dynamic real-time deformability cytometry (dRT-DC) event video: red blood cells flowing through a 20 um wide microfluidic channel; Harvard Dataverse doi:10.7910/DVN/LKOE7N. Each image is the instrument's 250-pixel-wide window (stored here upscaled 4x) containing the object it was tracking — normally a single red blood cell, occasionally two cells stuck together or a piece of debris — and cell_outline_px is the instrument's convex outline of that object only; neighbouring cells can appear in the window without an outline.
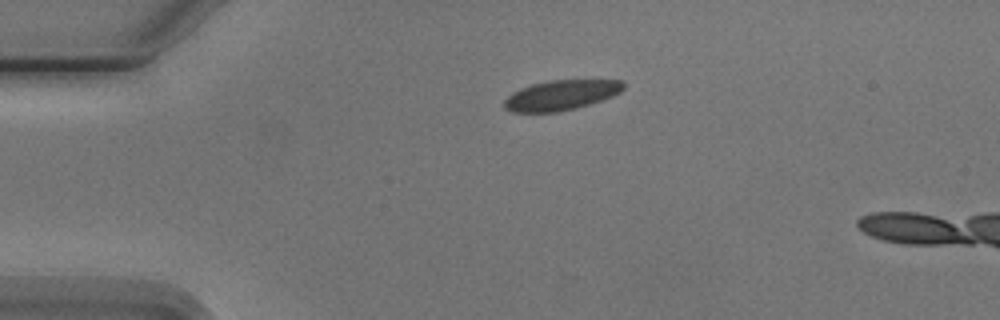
{"species": "Egyptian fruit bat (a non-hibernating species)", "species_latin": "Rousettus aegyptiacus", "temperature_condition": "cold", "stored_images_in_passage": 3, "camera_frame_rate_fps": 3000, "um_per_image_px": 0.085, "animal": {"sex": "male"}, "frame": {"image": 1, "passage_image": 1, "time_ms": 0.0, "image_size_px": [1000, 320], "cell_outline_px": [[624, 88], [620, 92], [612, 96], [576, 108], [556, 112], [512, 112], [504, 108], [504, 100], [512, 92], [520, 88], [532, 84], [548, 80], [624, 80]], "centroid_in_image_um": [47.67, 8.08], "position_along_channel_um": 37.3, "area_um2": 20.81}}